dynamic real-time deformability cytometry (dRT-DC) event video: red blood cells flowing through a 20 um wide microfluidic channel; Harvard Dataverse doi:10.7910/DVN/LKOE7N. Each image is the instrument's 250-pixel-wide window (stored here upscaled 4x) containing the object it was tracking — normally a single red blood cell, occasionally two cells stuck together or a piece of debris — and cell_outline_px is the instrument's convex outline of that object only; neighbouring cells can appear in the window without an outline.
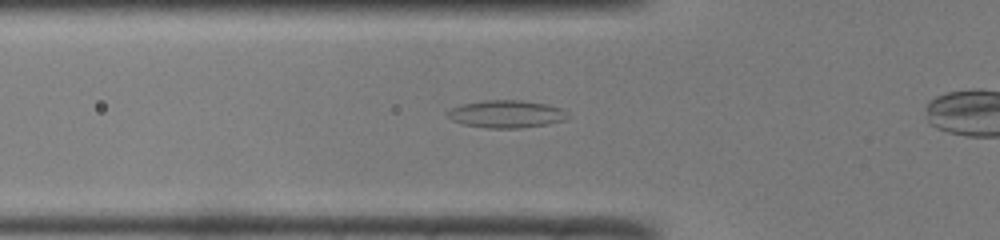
{"species": "common noctule bat (a hibernating species)", "species_latin": "Nyctalus noctula", "temperature_condition": "room temperature", "stored_images_in_passage": 34, "camera_frame_rate_fps": 3000, "um_per_image_px": 0.085, "animal": {"sex": "male", "body_mass_g": 19.0, "forearm_length_mm": 50.8}, "frame": {"image": 1, "passage_image": 10, "time_ms": 3.0, "image_size_px": [1000, 240], "cell_outline_px": [[568, 116], [564, 120], [548, 124], [520, 128], [488, 128], [464, 124], [452, 120], [444, 112], [452, 108], [464, 104], [484, 100], [520, 100], [548, 104], [560, 108]], "centroid_in_image_um": [43.02, 9.69], "position_along_channel_um": 82.8, "area_um2": 19.13}}
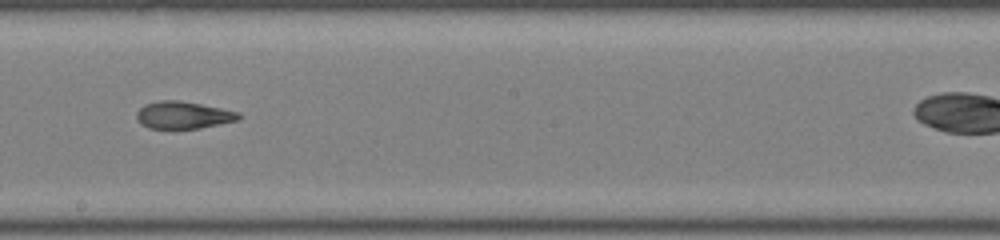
{"frame": {"image": 2, "passage_image": 21, "time_ms": 6.667, "image_size_px": [1000, 240], "cell_outline_px": [[240, 116], [236, 120], [200, 128], [148, 128], [140, 124], [136, 116], [136, 112], [144, 104], [160, 100], [180, 100], [240, 112]], "centroid_in_image_um": [15.52, 9.77], "position_along_channel_um": 232.7, "area_um2": 16.07}}
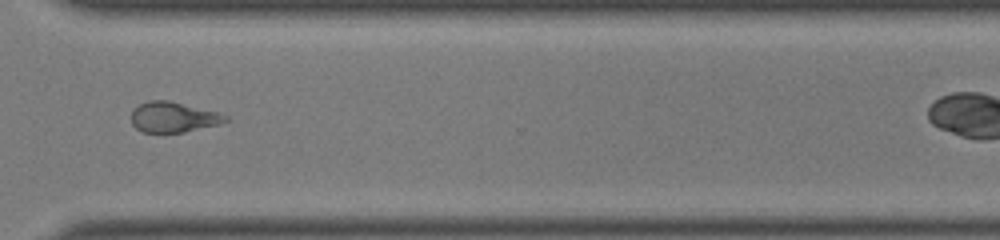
{"frame": {"image": 3, "passage_image": 30, "time_ms": 9.667, "image_size_px": [1000, 240], "cell_outline_px": [[228, 120], [220, 124], [184, 132], [144, 132], [136, 128], [132, 124], [132, 108], [148, 100], [168, 100], [216, 112], [228, 116]], "centroid_in_image_um": [14.71, 9.95], "position_along_channel_um": 355.9, "area_um2": 16.53}}